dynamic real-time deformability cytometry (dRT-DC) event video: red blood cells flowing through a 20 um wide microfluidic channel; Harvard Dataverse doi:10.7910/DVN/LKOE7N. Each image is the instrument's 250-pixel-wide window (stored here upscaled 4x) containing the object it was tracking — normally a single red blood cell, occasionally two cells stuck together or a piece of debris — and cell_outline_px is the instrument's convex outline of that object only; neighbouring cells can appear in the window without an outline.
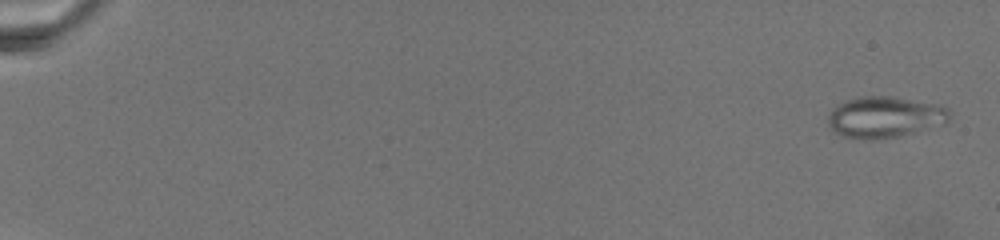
{"species": "common noctule bat (a hibernating species)", "species_latin": "Nyctalus noctula", "temperature_condition": "warm", "stored_images_in_passage": 10, "camera_frame_rate_fps": 3000, "um_per_image_px": 0.085, "animal": {"sex": "female", "body_mass_g": 19.5, "forearm_length_mm": 54.1}, "frame": {"image": 1, "passage_image": 1, "time_ms": 0.0, "image_size_px": [1000, 240], "cell_outline_px": [[948, 120], [944, 124], [900, 136], [872, 140], [844, 136], [836, 132], [828, 124], [828, 116], [832, 108], [848, 100], [864, 96], [888, 96], [940, 104], [948, 108]], "centroid_in_image_um": [75.22, 9.95], "position_along_channel_um": 9.8, "area_um2": 28.9}}
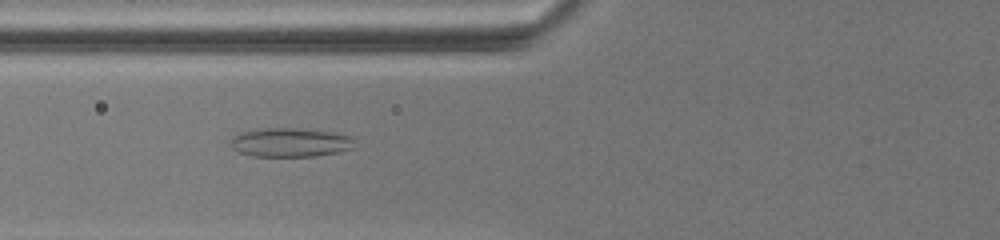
{"frame": {"image": 2, "passage_image": 9, "time_ms": 10.333, "image_size_px": [1000, 240], "cell_outline_px": [[356, 148], [316, 156], [252, 156], [240, 152], [232, 148], [232, 140], [240, 132], [264, 128], [292, 128], [332, 132], [348, 136], [356, 140]], "centroid_in_image_um": [24.72, 12.11], "position_along_channel_um": 101.1, "area_um2": 20.75}}